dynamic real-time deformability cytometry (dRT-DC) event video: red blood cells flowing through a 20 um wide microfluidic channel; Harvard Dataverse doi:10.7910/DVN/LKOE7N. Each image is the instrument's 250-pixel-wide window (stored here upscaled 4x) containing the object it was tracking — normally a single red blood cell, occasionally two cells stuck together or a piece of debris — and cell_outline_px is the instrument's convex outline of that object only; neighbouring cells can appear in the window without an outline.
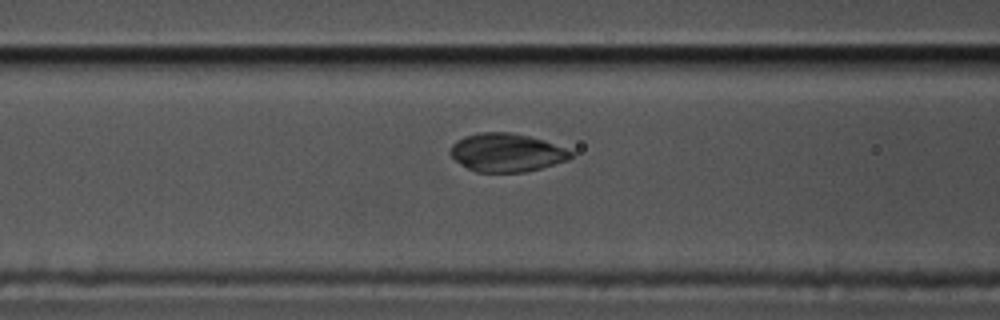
{"species": "common noctule bat (a hibernating species)", "species_latin": "Nyctalus noctula", "temperature_condition": "cold", "stored_images_in_passage": 37, "camera_frame_rate_fps": 3000, "um_per_image_px": 0.085, "animal": {"sex": "male", "body_mass_g": 17.5, "forearm_length_mm": 52.3}, "frame": {"image": 1, "passage_image": 12, "time_ms": 3.667, "image_size_px": [1000, 320], "cell_outline_px": [[576, 152], [568, 160], [540, 168], [524, 172], [476, 172], [460, 164], [448, 152], [452, 144], [456, 140], [464, 136], [480, 132], [512, 132], [544, 140]], "centroid_in_image_um": [43.05, 12.96], "position_along_channel_um": 123.5, "area_um2": 27.05}}
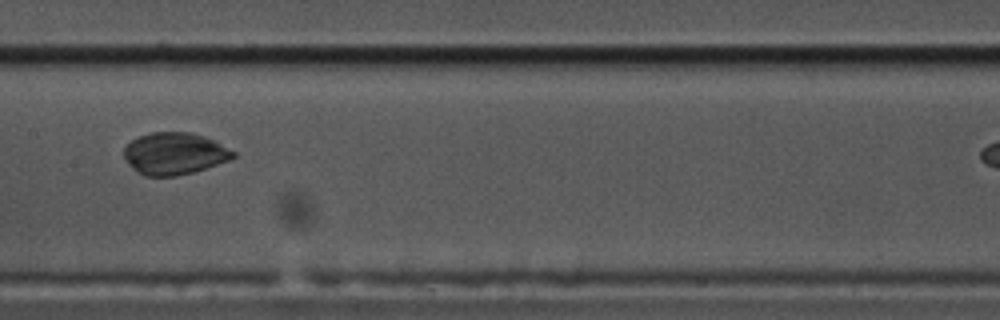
{"frame": {"image": 2, "passage_image": 18, "time_ms": 5.667, "image_size_px": [1000, 320], "cell_outline_px": [[236, 156], [232, 160], [192, 172], [176, 176], [144, 176], [132, 168], [124, 160], [124, 148], [132, 140], [140, 136], [152, 132], [192, 132], [204, 136], [236, 152]], "centroid_in_image_um": [14.83, 13.06], "position_along_channel_um": 192.6, "area_um2": 26.76}}
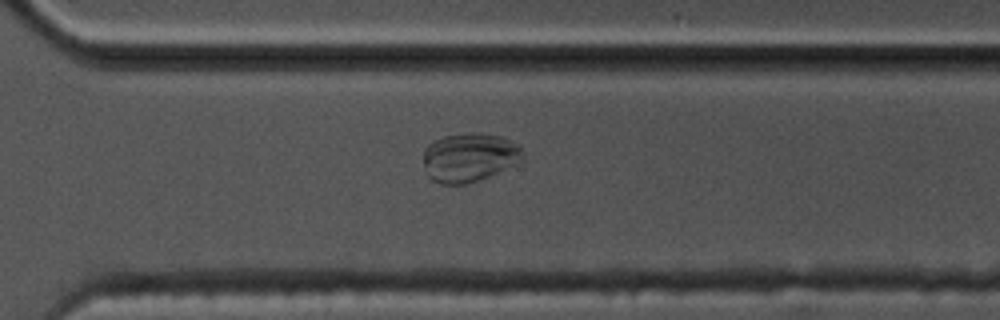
{"frame": {"image": 3, "passage_image": 30, "time_ms": 9.667, "image_size_px": [1000, 320], "cell_outline_px": [[524, 160], [516, 164], [488, 176], [468, 184], [440, 184], [432, 180], [428, 176], [424, 164], [424, 148], [428, 144], [444, 136], [464, 132], [480, 132], [504, 136], [520, 144], [524, 156]], "centroid_in_image_um": [39.93, 13.35], "position_along_channel_um": 330.7, "area_um2": 28.78}}